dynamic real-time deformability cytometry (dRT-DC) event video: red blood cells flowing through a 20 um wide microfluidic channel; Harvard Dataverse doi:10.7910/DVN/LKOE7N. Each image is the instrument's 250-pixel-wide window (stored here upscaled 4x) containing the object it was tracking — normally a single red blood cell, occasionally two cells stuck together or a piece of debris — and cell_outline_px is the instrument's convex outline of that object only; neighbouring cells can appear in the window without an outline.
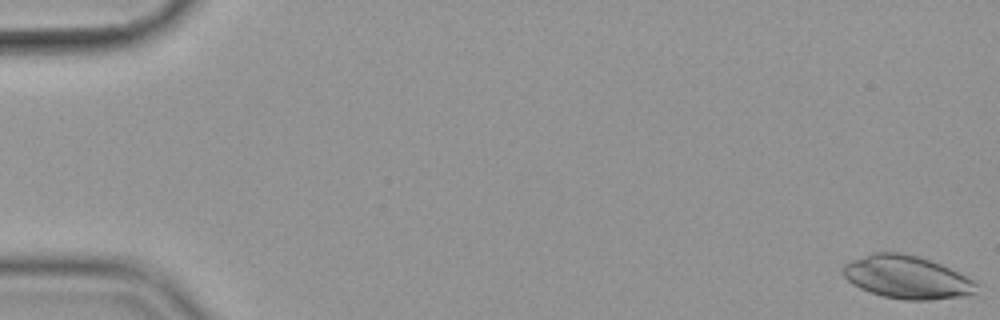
{"species": "common noctule bat (a hibernating species)", "species_latin": "Nyctalus noctula", "temperature_condition": "cold", "stored_images_in_passage": 57, "camera_frame_rate_fps": 3000, "um_per_image_px": 0.085, "animal": {"sex": "female", "body_mass_g": 19.9}, "frame": {"image": 1, "passage_image": 1, "time_ms": 0.0, "image_size_px": [1000, 320], "cell_outline_px": [[980, 284], [976, 292], [968, 296], [932, 300], [904, 300], [884, 296], [860, 288], [852, 284], [840, 272], [840, 268], [844, 264], [852, 260], [872, 252], [900, 252], [916, 256], [940, 264], [968, 276], [976, 280]], "centroid_in_image_um": [77.11, 23.57], "position_along_channel_um": 7.9, "area_um2": 33.76}}